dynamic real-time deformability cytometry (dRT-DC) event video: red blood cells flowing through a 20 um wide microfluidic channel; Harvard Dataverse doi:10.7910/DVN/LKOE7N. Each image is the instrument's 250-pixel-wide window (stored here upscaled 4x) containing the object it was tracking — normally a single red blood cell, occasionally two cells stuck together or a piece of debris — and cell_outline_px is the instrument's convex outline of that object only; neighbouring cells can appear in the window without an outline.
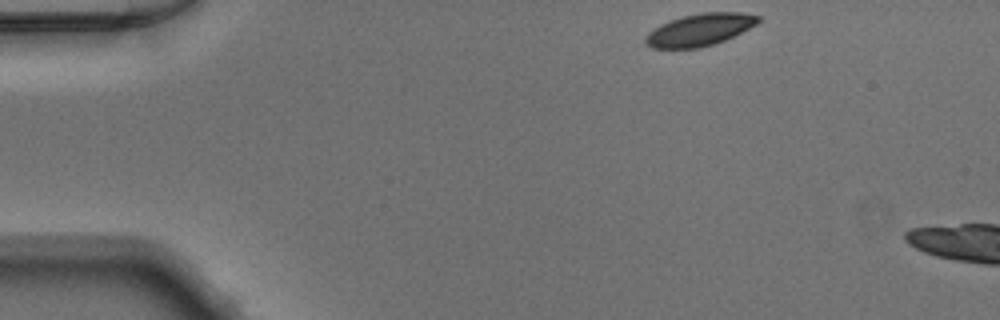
{"species": "Egyptian fruit bat (a non-hibernating species)", "species_latin": "Rousettus aegyptiacus", "temperature_condition": "warm", "stored_images_in_passage": 5, "camera_frame_rate_fps": 3000, "um_per_image_px": 0.085, "animal": {"sex": "male"}, "frame": {"image": 1, "passage_image": 1, "time_ms": 0.0, "image_size_px": [1000, 320], "cell_outline_px": [[760, 20], [756, 24], [716, 44], [700, 48], [652, 48], [644, 40], [644, 36], [648, 32], [672, 20], [684, 16], [704, 12], [740, 12], [760, 16]], "centroid_in_image_um": [59.49, 2.54], "position_along_channel_um": 25.5, "area_um2": 20.75}}